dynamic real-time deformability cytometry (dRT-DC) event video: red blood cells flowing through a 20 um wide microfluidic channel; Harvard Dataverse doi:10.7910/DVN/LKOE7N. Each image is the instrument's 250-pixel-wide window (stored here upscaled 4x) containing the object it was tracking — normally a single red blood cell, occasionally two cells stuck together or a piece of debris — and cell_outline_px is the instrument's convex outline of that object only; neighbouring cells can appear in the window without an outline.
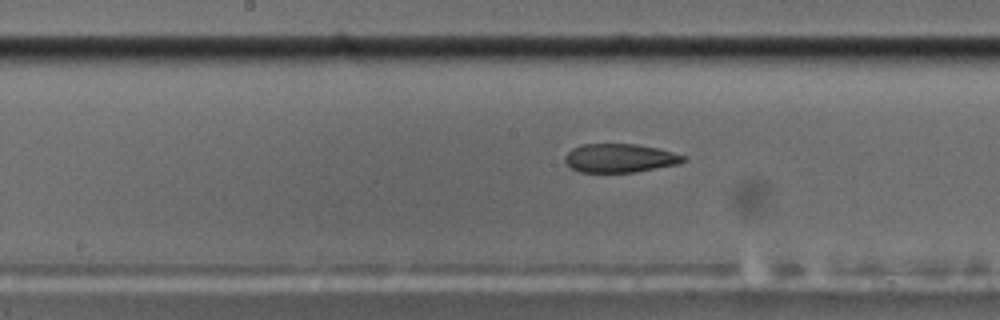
{"species": "common noctule bat (a hibernating species)", "species_latin": "Nyctalus noctula", "temperature_condition": "cold", "stored_images_in_passage": 43, "camera_frame_rate_fps": 3000, "um_per_image_px": 0.085, "animal": {"sex": "male", "body_mass_g": 17.5, "forearm_length_mm": 52.3}, "frame": {"image": 1, "passage_image": 15, "time_ms": 4.667, "image_size_px": [1000, 320], "cell_outline_px": [[684, 160], [680, 164], [636, 172], [580, 172], [572, 168], [564, 160], [564, 156], [572, 148], [580, 144], [636, 144], [656, 148], [672, 152], [684, 156]], "centroid_in_image_um": [52.66, 13.44], "position_along_channel_um": 195.5, "area_um2": 19.71}}
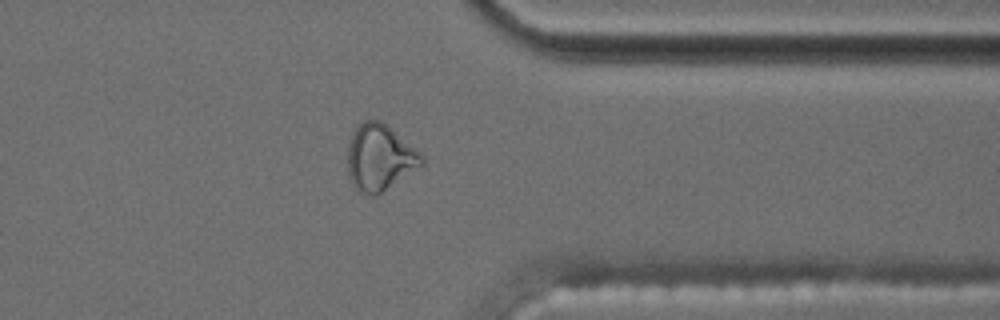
{"frame": {"image": 2, "passage_image": 31, "time_ms": 10.0, "image_size_px": [1000, 320], "cell_outline_px": [[424, 164], [376, 196], [372, 196], [360, 192], [352, 184], [348, 172], [348, 144], [352, 132], [364, 120], [380, 120], [424, 156]], "centroid_in_image_um": [32.26, 13.41], "position_along_channel_um": 379.1, "area_um2": 28.26}}
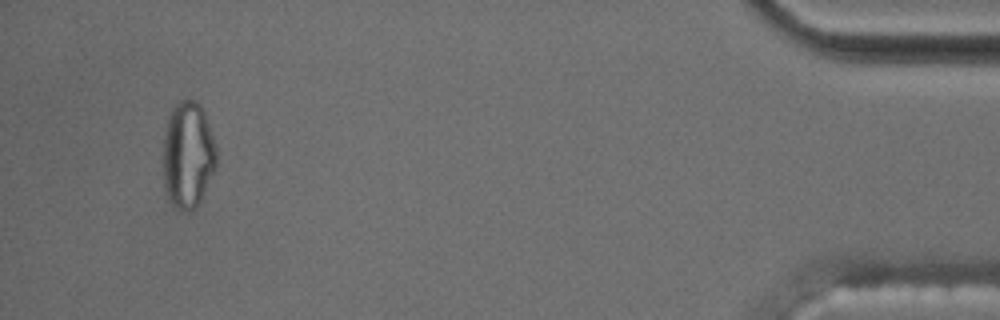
{"frame": {"image": 3, "passage_image": 40, "time_ms": 13.0, "image_size_px": [1000, 320], "cell_outline_px": [[216, 168], [200, 200], [188, 212], [172, 204], [164, 188], [160, 156], [168, 116], [172, 108], [184, 96], [188, 96], [196, 100], [200, 104], [204, 112], [216, 144]], "centroid_in_image_um": [15.93, 13.1], "position_along_channel_um": 419.3, "area_um2": 33.93}, "authors_computed_cell_mechanics": {"area_um2": 22.0796, "velocity_mm_per_s": 3.5547, "shape_relaxation_time_tau1_ms": null, "shape_relaxation_time_tau2_ms": 3.8064, "deformation_change_tau1": null, "deformation_change_tau2": 0.1066}}